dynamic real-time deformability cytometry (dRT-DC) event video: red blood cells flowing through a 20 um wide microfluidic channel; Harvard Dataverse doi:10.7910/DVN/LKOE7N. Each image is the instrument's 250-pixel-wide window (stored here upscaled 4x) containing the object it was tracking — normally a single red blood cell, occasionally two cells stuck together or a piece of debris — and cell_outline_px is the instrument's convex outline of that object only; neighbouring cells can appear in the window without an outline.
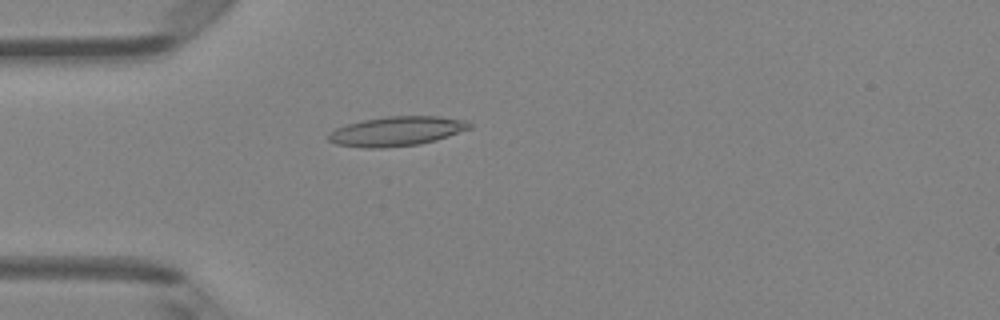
{"species": "Egyptian fruit bat (a non-hibernating species)", "species_latin": "Rousettus aegyptiacus", "temperature_condition": "room temperature", "stored_images_in_passage": 49, "camera_frame_rate_fps": 3000, "um_per_image_px": 0.085, "animal": {"sex": "female"}, "frame": {"image": 1, "passage_image": 14, "time_ms": 4.333, "image_size_px": [1000, 320], "cell_outline_px": [[472, 128], [436, 140], [420, 144], [380, 148], [364, 148], [336, 144], [328, 140], [328, 136], [336, 128], [348, 124], [364, 120], [388, 116], [440, 116], [468, 120], [472, 124]], "centroid_in_image_um": [33.77, 11.15], "position_along_channel_um": 51.2, "area_um2": 24.22}}
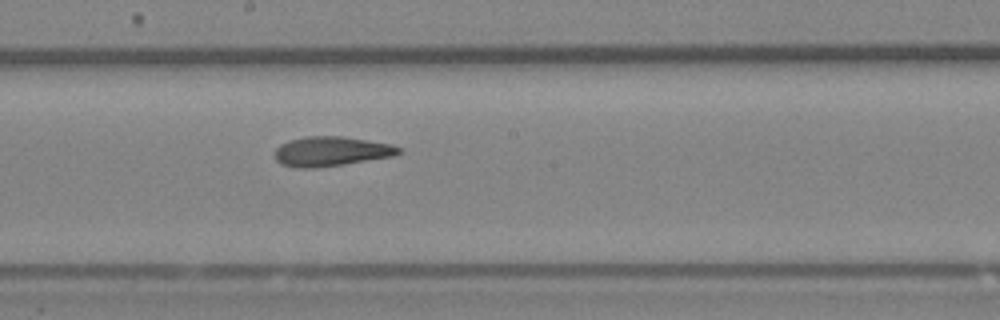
{"frame": {"image": 2, "passage_image": 27, "time_ms": 8.667, "image_size_px": [1000, 320], "cell_outline_px": [[404, 148], [400, 152], [392, 156], [344, 164], [316, 168], [296, 168], [280, 164], [276, 160], [276, 148], [280, 144], [288, 140], [304, 136], [340, 136], [392, 144]], "centroid_in_image_um": [28.13, 12.86], "position_along_channel_um": 220.1, "area_um2": 21.44}}
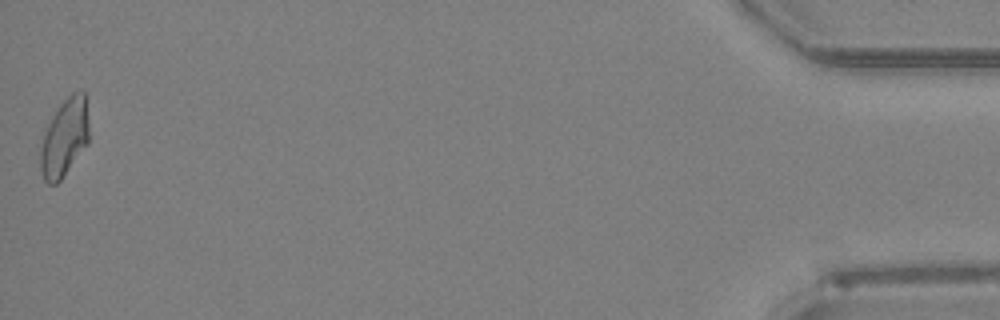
{"frame": {"image": 3, "passage_image": 49, "time_ms": 16.0, "image_size_px": [1000, 320], "cell_outline_px": [[88, 144], [60, 180], [56, 184], [48, 184], [44, 180], [40, 168], [40, 152], [44, 132], [52, 116], [60, 104], [72, 92], [84, 88], [88, 120]], "centroid_in_image_um": [5.49, 11.68], "position_along_channel_um": 429.7, "area_um2": 22.02}, "authors_computed_cell_mechanics": {"area_um2": 21.8484, "velocity_mm_per_s": 4.1486, "shape_relaxation_time_tau1_ms": 8.2966, "shape_relaxation_time_tau2_ms": 1.5076, "deformation_change_tau1": 0.1829, "deformation_change_tau2": 0.0957}}